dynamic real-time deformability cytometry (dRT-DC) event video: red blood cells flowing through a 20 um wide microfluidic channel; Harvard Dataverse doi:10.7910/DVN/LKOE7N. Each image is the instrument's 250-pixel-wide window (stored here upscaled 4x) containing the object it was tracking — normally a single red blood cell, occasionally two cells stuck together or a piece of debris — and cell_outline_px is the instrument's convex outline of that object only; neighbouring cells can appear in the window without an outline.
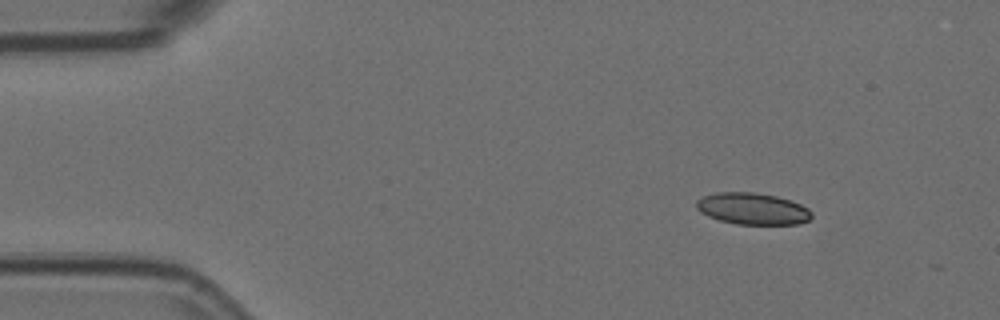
{"species": "Egyptian fruit bat (a non-hibernating species)", "species_latin": "Rousettus aegyptiacus", "temperature_condition": "room temperature", "stored_images_in_passage": 5, "camera_frame_rate_fps": 3000, "um_per_image_px": 0.085, "animal": {"sex": "female"}, "frame": {"image": 1, "passage_image": 1, "time_ms": 0.0, "image_size_px": [1000, 320], "cell_outline_px": [[812, 216], [808, 220], [800, 224], [736, 224], [720, 220], [708, 216], [700, 212], [696, 208], [696, 200], [704, 196], [716, 192], [756, 192], [776, 196], [800, 204], [808, 208], [812, 212]], "centroid_in_image_um": [63.96, 17.74], "position_along_channel_um": 21.0, "area_um2": 21.27}}
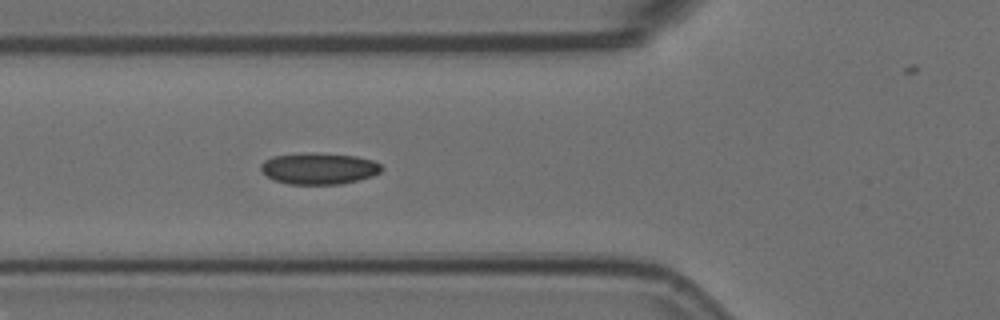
{"frame": {"image": 2, "passage_image": 5, "time_ms": 1.333, "image_size_px": [1000, 320], "cell_outline_px": [[384, 168], [380, 172], [372, 176], [340, 184], [288, 184], [272, 180], [260, 168], [260, 164], [264, 160], [272, 156], [312, 152], [356, 156], [372, 160], [380, 164]], "centroid_in_image_um": [27.09, 14.32], "position_along_channel_um": 98.7, "area_um2": 22.14}}